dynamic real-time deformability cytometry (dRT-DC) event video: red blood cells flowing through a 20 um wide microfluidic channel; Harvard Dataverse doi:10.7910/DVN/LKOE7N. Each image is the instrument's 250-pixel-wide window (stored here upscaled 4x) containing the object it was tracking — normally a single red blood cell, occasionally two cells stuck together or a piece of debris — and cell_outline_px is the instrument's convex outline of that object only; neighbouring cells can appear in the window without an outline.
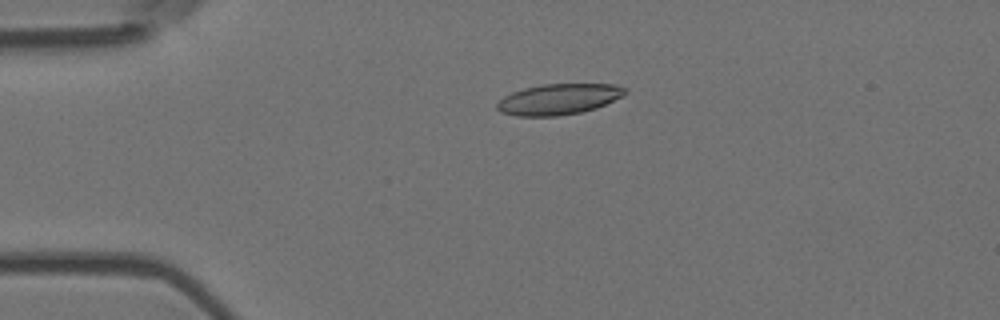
{"species": "Egyptian fruit bat (a non-hibernating species)", "species_latin": "Rousettus aegyptiacus", "temperature_condition": "room temperature", "stored_images_in_passage": 42, "camera_frame_rate_fps": 3000, "um_per_image_px": 0.085, "animal": {"sex": "female"}, "frame": {"image": 1, "passage_image": 1, "time_ms": 0.0, "image_size_px": [1000, 320], "cell_outline_px": [[628, 92], [624, 96], [596, 108], [580, 112], [556, 116], [516, 116], [500, 112], [496, 108], [496, 104], [504, 96], [512, 92], [524, 88], [544, 84], [616, 84], [628, 88]], "centroid_in_image_um": [47.51, 8.43], "position_along_channel_um": 37.5, "area_um2": 23.12}}
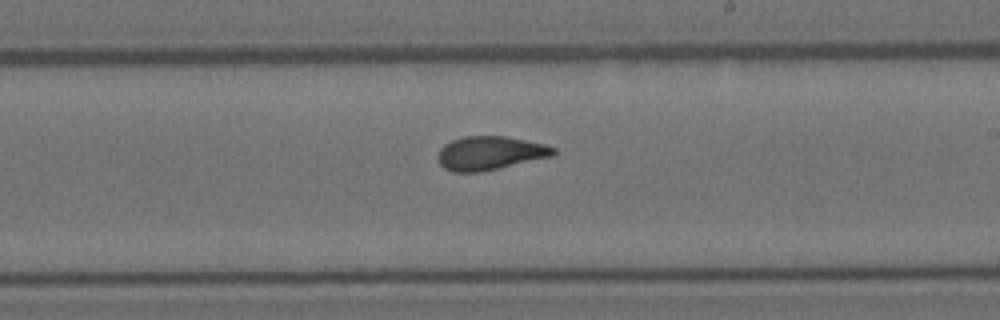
{"frame": {"image": 2, "passage_image": 21, "time_ms": 6.667, "image_size_px": [1000, 320], "cell_outline_px": [[556, 152], [552, 156], [480, 172], [452, 172], [444, 168], [436, 160], [436, 156], [440, 148], [444, 144], [452, 140], [464, 136], [504, 136], [544, 144], [556, 148]], "centroid_in_image_um": [41.59, 13.01], "position_along_channel_um": 247.4, "area_um2": 22.66}}
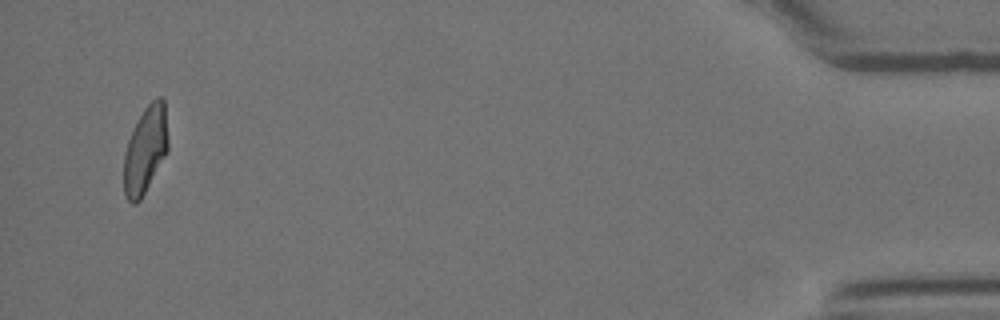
{"frame": {"image": 3, "passage_image": 42, "time_ms": 13.667, "image_size_px": [1000, 320], "cell_outline_px": [[168, 152], [140, 200], [136, 204], [132, 204], [124, 196], [124, 152], [128, 140], [144, 108], [156, 96], [160, 96], [164, 100], [168, 140]], "centroid_in_image_um": [12.36, 12.75], "position_along_channel_um": 422.8, "area_um2": 22.43}, "authors_computed_cell_mechanics": {"area_um2": 22.7732, "velocity_mm_per_s": 3.6723, "shape_relaxation_time_tau1_ms": 6.7502, "shape_relaxation_time_tau2_ms": 1.6683, "deformation_change_tau1": 0.1948, "deformation_change_tau2": 0.0777}}